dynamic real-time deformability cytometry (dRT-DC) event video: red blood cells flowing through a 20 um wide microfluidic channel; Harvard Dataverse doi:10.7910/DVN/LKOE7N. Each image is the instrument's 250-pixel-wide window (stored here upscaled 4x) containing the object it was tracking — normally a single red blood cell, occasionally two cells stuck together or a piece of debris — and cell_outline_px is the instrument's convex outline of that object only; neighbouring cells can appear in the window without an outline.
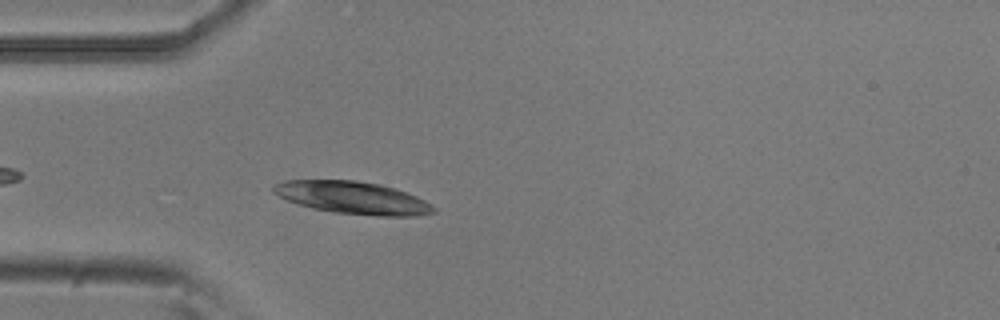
{"species": "common noctule bat (a hibernating species)", "species_latin": "Nyctalus noctula", "temperature_condition": "room temperature", "stored_images_in_passage": 42, "camera_frame_rate_fps": 3000, "um_per_image_px": 0.085, "animal": {"sex": "male", "body_mass_g": 20.5, "forearm_length_mm": 52.5}, "frame": {"image": 1, "passage_image": 4, "time_ms": 1.0, "image_size_px": [1000, 320], "cell_outline_px": [[436, 212], [416, 216], [380, 216], [332, 212], [312, 208], [288, 200], [272, 192], [272, 188], [276, 184], [284, 180], [356, 180], [380, 184], [396, 188], [416, 196], [424, 200], [436, 208]], "centroid_in_image_um": [30.01, 16.8], "position_along_channel_um": 55.0, "area_um2": 30.23}}
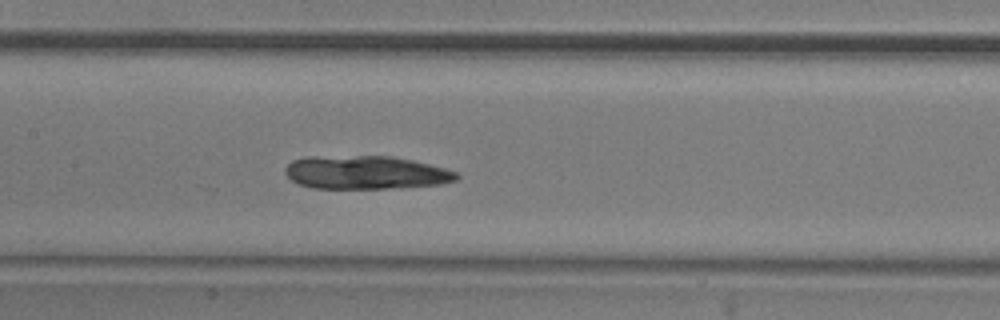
{"frame": {"image": 2, "passage_image": 14, "time_ms": 4.333, "image_size_px": [1000, 320], "cell_outline_px": [[460, 176], [456, 180], [440, 184], [384, 188], [312, 188], [300, 184], [292, 180], [284, 172], [284, 168], [292, 160], [308, 156], [392, 156], [412, 160], [444, 168], [456, 172]], "centroid_in_image_um": [31.05, 14.65], "position_along_channel_um": 176.4, "area_um2": 33.12}}
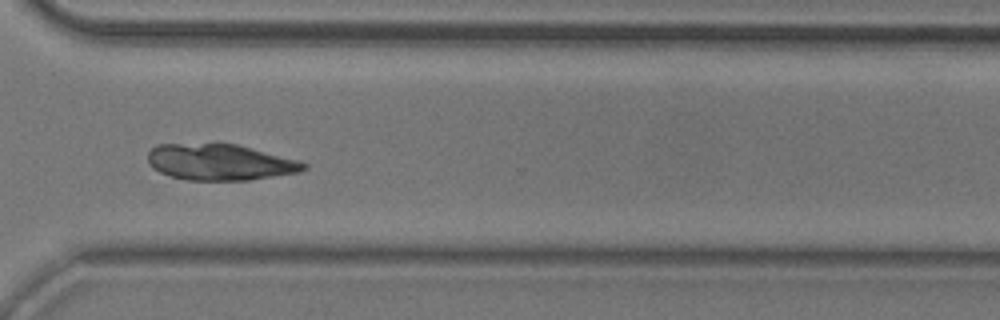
{"frame": {"image": 3, "passage_image": 28, "time_ms": 9.0, "image_size_px": [1000, 320], "cell_outline_px": [[308, 168], [300, 172], [248, 180], [188, 180], [172, 176], [160, 172], [152, 168], [148, 164], [148, 152], [156, 144], [236, 144], [300, 160], [308, 164]], "centroid_in_image_um": [18.71, 13.78], "position_along_channel_um": 351.9, "area_um2": 32.83}}